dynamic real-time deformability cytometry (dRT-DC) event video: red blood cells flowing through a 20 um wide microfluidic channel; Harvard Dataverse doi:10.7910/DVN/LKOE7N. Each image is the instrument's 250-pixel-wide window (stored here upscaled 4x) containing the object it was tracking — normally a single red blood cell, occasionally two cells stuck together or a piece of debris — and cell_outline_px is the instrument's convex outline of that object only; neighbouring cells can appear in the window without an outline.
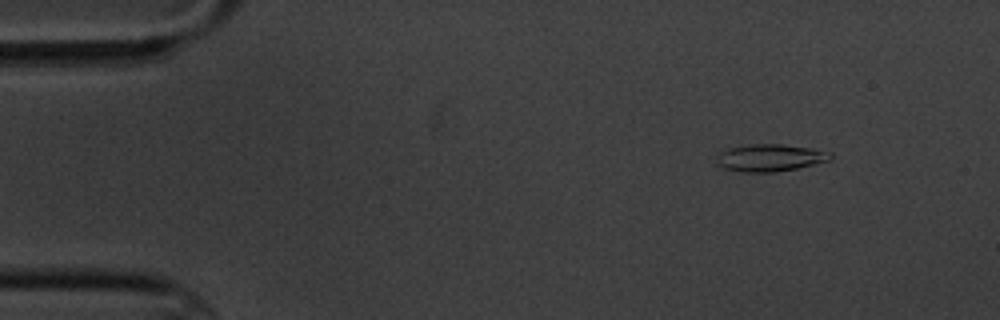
{"species": "common noctule bat (a hibernating species)", "species_latin": "Nyctalus noctula", "temperature_condition": "cold", "stored_images_in_passage": 5, "camera_frame_rate_fps": 3000, "um_per_image_px": 0.085, "animal": {"sex": "male", "body_mass_g": 20.1, "forearm_length_mm": 53.5}, "frame": {"image": 1, "passage_image": 2, "time_ms": 2.0, "image_size_px": [1000, 320], "cell_outline_px": [[832, 160], [796, 168], [776, 172], [740, 172], [724, 168], [716, 164], [716, 156], [720, 152], [728, 148], [748, 144], [780, 144], [812, 148], [832, 152]], "centroid_in_image_um": [65.44, 13.41], "position_along_channel_um": 19.6, "area_um2": 18.26}}